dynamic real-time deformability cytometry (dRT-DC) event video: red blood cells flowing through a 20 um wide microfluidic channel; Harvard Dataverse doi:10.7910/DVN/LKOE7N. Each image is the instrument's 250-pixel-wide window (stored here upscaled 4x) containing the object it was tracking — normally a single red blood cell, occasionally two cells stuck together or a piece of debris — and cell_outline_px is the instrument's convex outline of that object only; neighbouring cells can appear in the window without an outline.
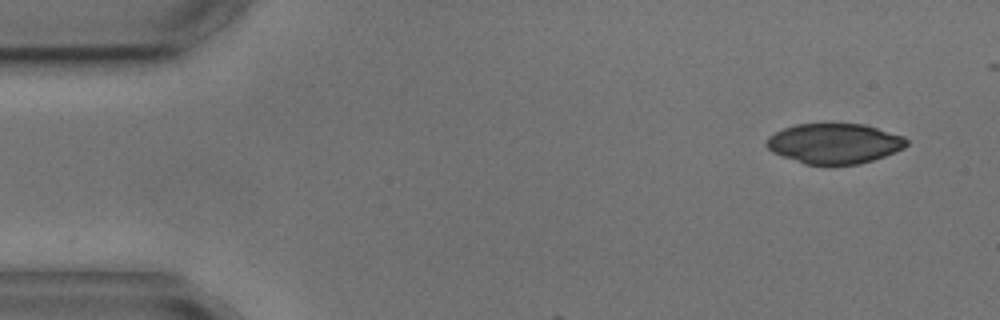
{"species": "common noctule bat (a hibernating species)", "species_latin": "Nyctalus noctula", "temperature_condition": "cold", "stored_images_in_passage": 3, "camera_frame_rate_fps": 3000, "um_per_image_px": 0.085, "animal": {"sex": "male", "body_mass_g": 17.9, "forearm_length_mm": 54.2}, "frame": {"image": 1, "passage_image": 1, "time_ms": 0.0, "image_size_px": [1000, 320], "cell_outline_px": [[908, 144], [904, 148], [884, 156], [872, 160], [856, 164], [804, 164], [772, 152], [764, 144], [768, 136], [784, 128], [796, 124], [864, 124], [904, 136], [908, 140]], "centroid_in_image_um": [70.91, 12.19], "position_along_channel_um": 14.1, "area_um2": 32.6}}